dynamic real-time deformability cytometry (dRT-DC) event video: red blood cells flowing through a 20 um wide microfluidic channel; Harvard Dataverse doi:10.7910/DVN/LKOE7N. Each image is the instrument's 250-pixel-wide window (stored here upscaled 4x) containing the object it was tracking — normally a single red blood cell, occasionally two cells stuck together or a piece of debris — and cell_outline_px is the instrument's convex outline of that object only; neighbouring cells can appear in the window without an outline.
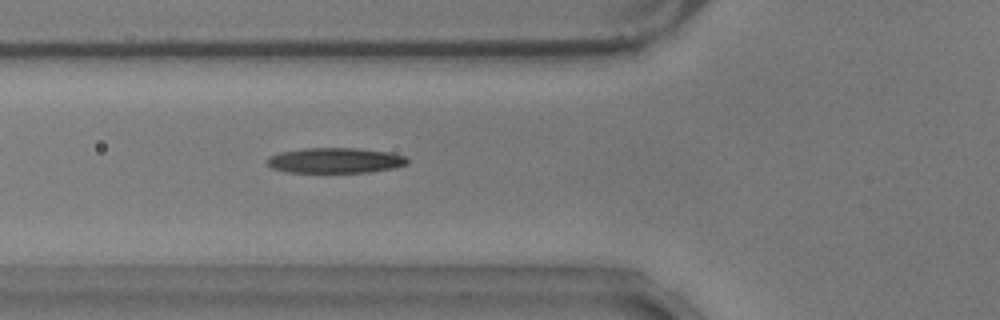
{"species": "common noctule bat (a hibernating species)", "species_latin": "Nyctalus noctula", "temperature_condition": "warm", "stored_images_in_passage": 57, "camera_frame_rate_fps": 3000, "um_per_image_px": 0.085, "animal": {"sex": "male", "body_mass_g": 17.9}, "frame": {"image": 1, "passage_image": 21, "time_ms": 6.667, "image_size_px": [1000, 320], "cell_outline_px": [[408, 164], [392, 168], [368, 172], [288, 172], [272, 168], [268, 164], [268, 156], [280, 152], [304, 148], [356, 148], [392, 152], [408, 156]], "centroid_in_image_um": [28.53, 13.63], "position_along_channel_um": 97.3, "area_um2": 20.75}}
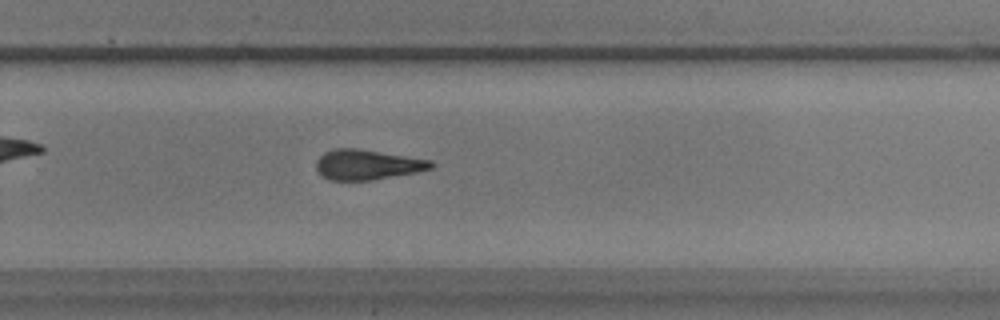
{"frame": {"image": 2, "passage_image": 38, "time_ms": 12.333, "image_size_px": [1000, 320], "cell_outline_px": [[436, 164], [432, 168], [416, 172], [372, 180], [328, 180], [320, 176], [316, 168], [316, 160], [324, 152], [332, 148], [356, 148], [432, 160]], "centroid_in_image_um": [31.19, 13.99], "position_along_channel_um": 298.6, "area_um2": 20.29}}
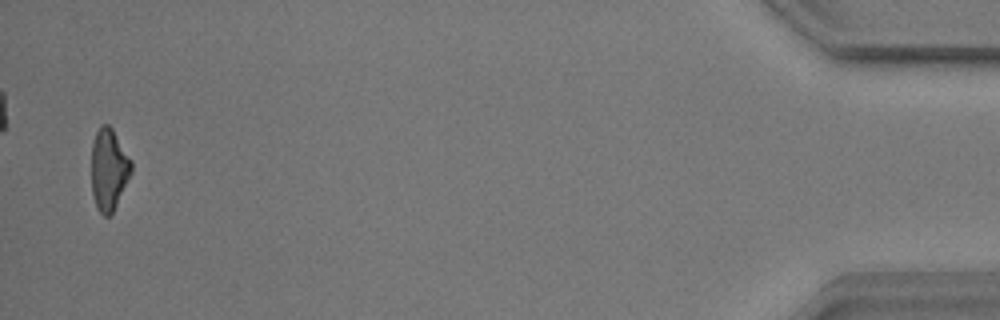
{"frame": {"image": 3, "passage_image": 56, "time_ms": 18.333, "image_size_px": [1000, 320], "cell_outline_px": [[132, 172], [112, 212], [108, 216], [104, 216], [96, 208], [92, 196], [92, 140], [100, 124], [108, 124], [112, 128], [132, 160]], "centroid_in_image_um": [9.24, 14.37], "position_along_channel_um": 426.0, "area_um2": 19.02}, "authors_computed_cell_mechanics": {"area_um2": 20.2878, "velocity_mm_per_s": 3.5572, "shape_relaxation_time_tau1_ms": 4.8588, "shape_relaxation_time_tau2_ms": 5.3003, "deformation_change_tau1": 0.1733, "deformation_change_tau2": 0.185}}